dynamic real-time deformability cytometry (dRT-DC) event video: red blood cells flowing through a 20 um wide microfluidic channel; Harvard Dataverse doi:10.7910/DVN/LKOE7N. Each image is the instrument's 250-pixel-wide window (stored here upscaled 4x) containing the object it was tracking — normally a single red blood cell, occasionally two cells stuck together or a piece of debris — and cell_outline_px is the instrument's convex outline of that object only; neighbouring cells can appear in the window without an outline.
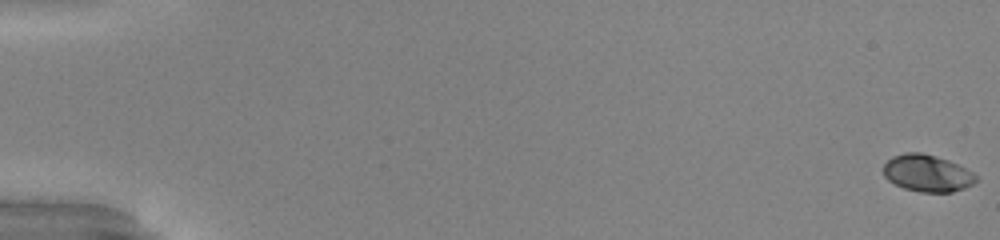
{"species": "common noctule bat (a hibernating species)", "species_latin": "Nyctalus noctula", "temperature_condition": "warm", "stored_images_in_passage": 54, "camera_frame_rate_fps": 3000, "um_per_image_px": 0.085, "animal": {"sex": "male", "body_mass_g": 20.0, "forearm_length_mm": 53.3}, "frame": {"image": 1, "passage_image": 1, "time_ms": 0.0, "image_size_px": [1000, 240], "cell_outline_px": [[976, 180], [972, 184], [964, 188], [952, 192], [920, 192], [904, 188], [888, 180], [884, 176], [884, 164], [892, 156], [904, 152], [920, 152], [936, 156], [948, 160], [972, 172], [976, 176]], "centroid_in_image_um": [78.78, 14.72], "position_along_channel_um": 6.2, "area_um2": 19.77}}
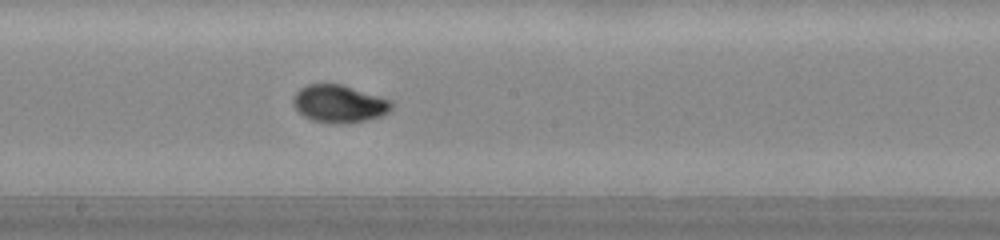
{"frame": {"image": 2, "passage_image": 31, "time_ms": 10.0, "image_size_px": [1000, 240], "cell_outline_px": [[392, 108], [388, 112], [380, 116], [364, 120], [340, 124], [312, 120], [304, 116], [292, 104], [292, 100], [296, 92], [300, 88], [308, 84], [340, 84], [380, 96], [392, 100]], "centroid_in_image_um": [28.82, 8.81], "position_along_channel_um": 219.4, "area_um2": 21.33}}
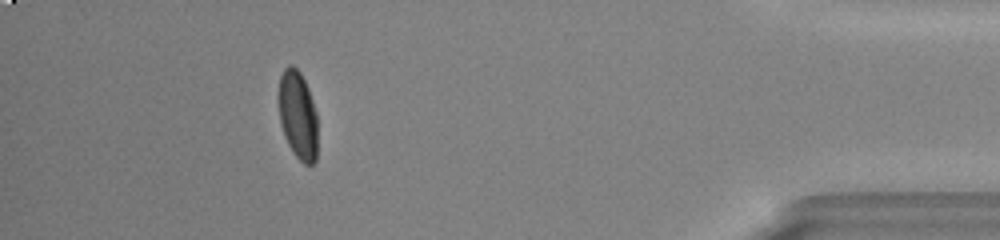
{"frame": {"image": 3, "passage_image": 49, "time_ms": 16.0, "image_size_px": [1000, 240], "cell_outline_px": [[316, 160], [312, 164], [304, 164], [292, 152], [284, 136], [280, 124], [276, 96], [276, 92], [280, 76], [284, 68], [288, 64], [292, 64], [300, 72], [308, 88], [316, 112]], "centroid_in_image_um": [25.26, 9.74], "position_along_channel_um": 409.9, "area_um2": 20.52}, "authors_computed_cell_mechanics": {"area_um2": 20.4034, "velocity_mm_per_s": 3.9897, "shape_relaxation_time_tau1_ms": 4.1141, "shape_relaxation_time_tau2_ms": null, "deformation_change_tau1": 0.2115, "deformation_change_tau2": null}}